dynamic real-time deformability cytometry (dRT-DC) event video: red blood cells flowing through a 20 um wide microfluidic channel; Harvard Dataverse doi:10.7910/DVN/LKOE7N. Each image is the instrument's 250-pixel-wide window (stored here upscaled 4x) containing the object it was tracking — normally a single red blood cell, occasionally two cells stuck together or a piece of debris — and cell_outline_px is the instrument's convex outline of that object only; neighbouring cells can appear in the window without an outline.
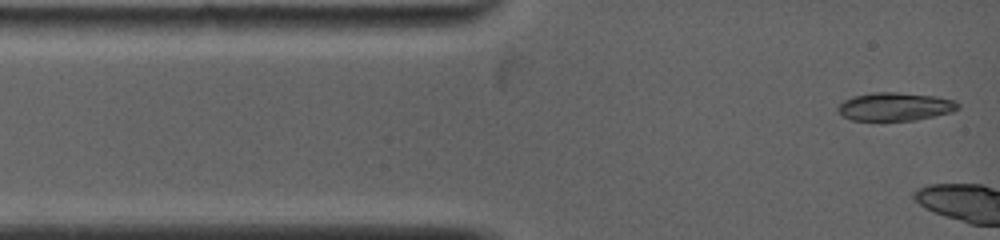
{"species": "common noctule bat (a hibernating species)", "species_latin": "Nyctalus noctula", "temperature_condition": "warm", "stored_images_in_passage": 3, "camera_frame_rate_fps": 5000, "um_per_image_px": 0.085, "animal": {"sex": "female", "body_mass_g": 19.0, "forearm_length_mm": 53.3}, "frame": {"image": 1, "passage_image": 1, "time_ms": 0.0, "image_size_px": [1000, 240], "cell_outline_px": [[960, 108], [952, 112], [916, 120], [852, 120], [844, 116], [836, 108], [844, 100], [852, 96], [872, 92], [896, 92], [936, 96], [956, 100], [960, 104]], "centroid_in_image_um": [76.12, 9.05], "position_along_channel_um": 8.9, "area_um2": 19.83}}